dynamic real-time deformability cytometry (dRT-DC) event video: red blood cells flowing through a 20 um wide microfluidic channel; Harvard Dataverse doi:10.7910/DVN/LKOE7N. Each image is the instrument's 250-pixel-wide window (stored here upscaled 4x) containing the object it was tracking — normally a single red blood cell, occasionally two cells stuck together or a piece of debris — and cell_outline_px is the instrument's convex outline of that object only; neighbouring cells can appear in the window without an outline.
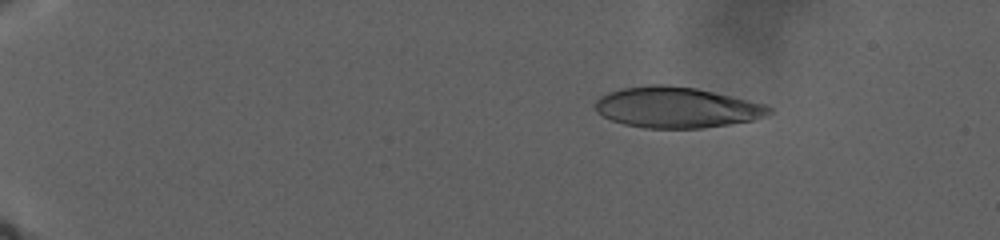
{"species": "human", "species_latin": "Homo sapiens", "temperature_condition": "warm", "stored_images_in_passage": 65, "camera_frame_rate_fps": 3000, "um_per_image_px": 0.085, "donor": {"sex": "male"}, "frame": {"image": 1, "passage_image": 26, "time_ms": 6.333, "image_size_px": [1000, 240], "cell_outline_px": [[772, 112], [764, 116], [752, 120], [704, 128], [644, 128], [624, 124], [612, 120], [596, 112], [596, 100], [600, 96], [608, 92], [620, 88], [652, 84], [668, 84], [696, 88], [768, 104], [772, 108]], "centroid_in_image_um": [57.51, 9.12], "position_along_channel_um": 27.5, "area_um2": 41.44}}
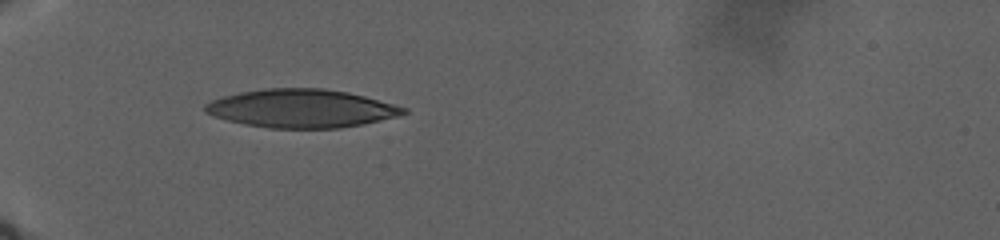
{"frame": {"image": 2, "passage_image": 64, "time_ms": 13.333, "image_size_px": [1000, 240], "cell_outline_px": [[408, 112], [396, 116], [364, 124], [340, 128], [268, 128], [244, 124], [228, 120], [204, 112], [204, 104], [212, 100], [224, 96], [240, 92], [264, 88], [324, 88], [348, 92], [364, 96], [408, 108]], "centroid_in_image_um": [25.61, 9.21], "position_along_channel_um": 59.4, "area_um2": 44.22}}